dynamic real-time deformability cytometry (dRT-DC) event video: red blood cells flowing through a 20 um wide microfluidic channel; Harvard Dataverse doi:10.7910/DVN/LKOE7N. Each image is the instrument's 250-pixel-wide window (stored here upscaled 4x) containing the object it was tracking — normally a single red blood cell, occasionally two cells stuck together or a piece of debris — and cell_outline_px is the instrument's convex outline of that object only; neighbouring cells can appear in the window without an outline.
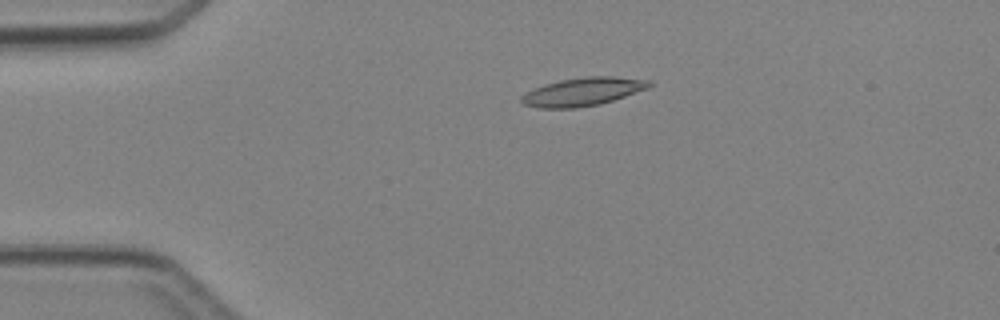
{"species": "Egyptian fruit bat (a non-hibernating species)", "species_latin": "Rousettus aegyptiacus", "temperature_condition": "cold", "stored_images_in_passage": 3, "camera_frame_rate_fps": 3000, "um_per_image_px": 0.085, "animal": {"sex": "female"}, "frame": {"image": 1, "passage_image": 1, "time_ms": 0.0, "image_size_px": [1000, 320], "cell_outline_px": [[652, 84], [648, 88], [600, 104], [576, 108], [540, 108], [520, 104], [520, 96], [524, 92], [532, 88], [544, 84], [560, 80], [584, 76], [616, 76], [652, 80]], "centroid_in_image_um": [49.49, 7.79], "position_along_channel_um": 35.5, "area_um2": 21.33}}